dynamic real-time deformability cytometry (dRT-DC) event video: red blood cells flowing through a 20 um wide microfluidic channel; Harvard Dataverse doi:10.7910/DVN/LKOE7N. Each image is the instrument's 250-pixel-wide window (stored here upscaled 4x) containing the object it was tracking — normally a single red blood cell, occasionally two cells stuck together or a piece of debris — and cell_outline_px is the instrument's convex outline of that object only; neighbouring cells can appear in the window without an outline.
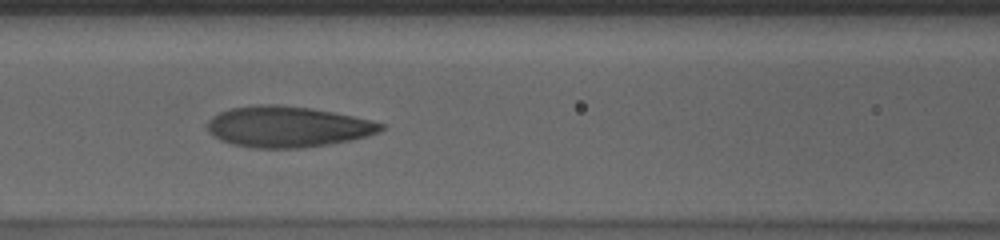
{"species": "human", "species_latin": "Homo sapiens", "temperature_condition": "cold", "stored_images_in_passage": 33, "camera_frame_rate_fps": 3000, "um_per_image_px": 0.085, "donor": {"sex": "male"}, "frame": {"image": 1, "passage_image": 10, "time_ms": 3.0, "image_size_px": [1000, 240], "cell_outline_px": [[384, 128], [380, 132], [368, 136], [328, 144], [300, 148], [252, 148], [232, 144], [220, 140], [212, 136], [208, 132], [208, 120], [212, 116], [220, 112], [232, 108], [260, 104], [276, 104], [312, 108], [372, 120], [384, 124]], "centroid_in_image_um": [24.42, 10.77], "position_along_channel_um": 142.2, "area_um2": 41.38}, "authors_computed_cell_mechanics": {"area_um2": 40.8646, "velocity_mm_per_s": 3.5705, "shape_relaxation_time_tau1_ms": 6.8895, "shape_relaxation_time_tau2_ms": 1.0997, "deformation_change_tau1": 0.2317, "deformation_change_tau2": 0.0702}}